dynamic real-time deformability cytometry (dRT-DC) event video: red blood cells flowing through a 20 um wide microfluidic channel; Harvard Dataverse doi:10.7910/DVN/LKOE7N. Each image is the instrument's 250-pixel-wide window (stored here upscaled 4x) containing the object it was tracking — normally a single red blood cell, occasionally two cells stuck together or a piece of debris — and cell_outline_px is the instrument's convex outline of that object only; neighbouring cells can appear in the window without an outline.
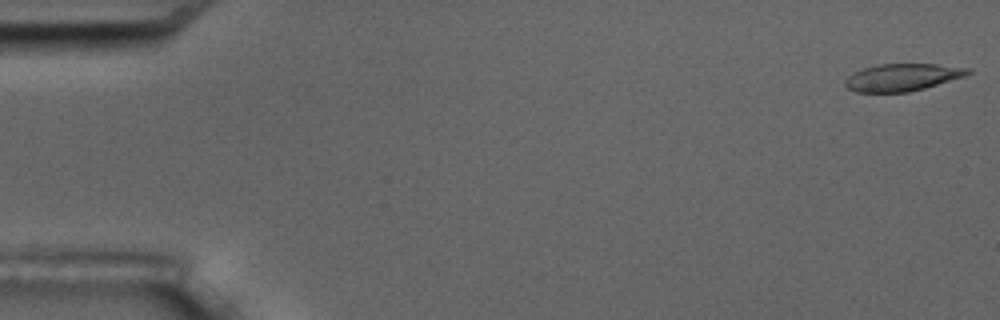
{"species": "common noctule bat (a hibernating species)", "species_latin": "Nyctalus noctula", "temperature_condition": "room temperature", "stored_images_in_passage": 5, "camera_frame_rate_fps": 3000, "um_per_image_px": 0.085, "animal": {"sex": "male", "body_mass_g": 17.5, "forearm_length_mm": 52.3}, "frame": {"image": 1, "passage_image": 1, "time_ms": 0.0, "image_size_px": [1000, 320], "cell_outline_px": [[972, 72], [964, 76], [924, 88], [908, 92], [856, 92], [848, 88], [844, 84], [844, 80], [848, 76], [864, 68], [880, 64], [936, 64], [972, 68]], "centroid_in_image_um": [76.71, 6.57], "position_along_channel_um": 8.3, "area_um2": 19.36}}
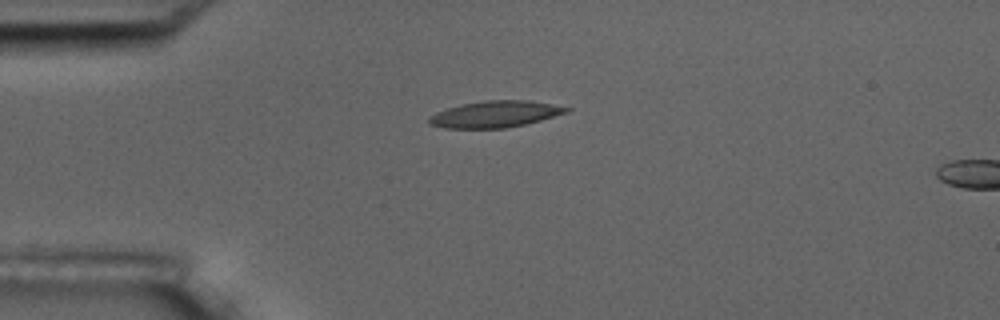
{"frame": {"image": 2, "passage_image": 4, "time_ms": 4.333, "image_size_px": [1000, 320], "cell_outline_px": [[572, 108], [568, 112], [540, 120], [524, 124], [504, 128], [444, 128], [428, 124], [428, 120], [436, 112], [460, 104], [484, 100], [528, 100], [552, 104]], "centroid_in_image_um": [42.08, 9.7], "position_along_channel_um": 42.9, "area_um2": 21.1}}